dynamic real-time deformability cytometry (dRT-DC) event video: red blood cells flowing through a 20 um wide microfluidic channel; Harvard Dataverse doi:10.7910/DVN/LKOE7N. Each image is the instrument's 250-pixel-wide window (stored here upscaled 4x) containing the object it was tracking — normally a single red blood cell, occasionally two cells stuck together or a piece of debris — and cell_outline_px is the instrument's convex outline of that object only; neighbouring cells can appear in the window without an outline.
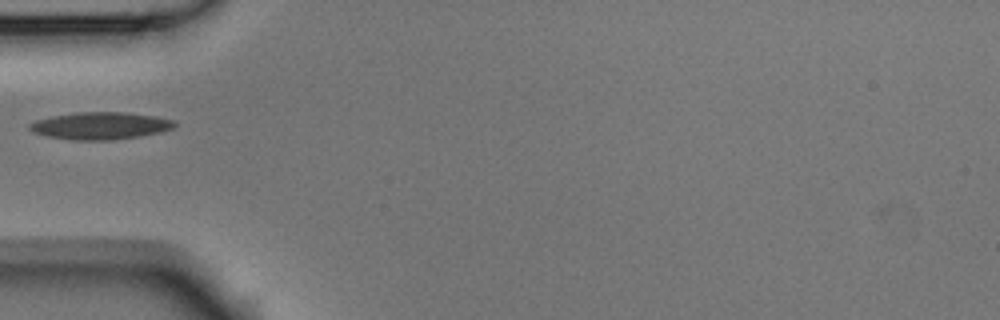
{"species": "Egyptian fruit bat (a non-hibernating species)", "species_latin": "Rousettus aegyptiacus", "temperature_condition": "room temperature", "stored_images_in_passage": 3, "camera_frame_rate_fps": 3000, "um_per_image_px": 0.085, "animal": {"sex": "male"}, "frame": {"image": 1, "passage_image": 3, "time_ms": 0.667, "image_size_px": [1000, 320], "cell_outline_px": [[176, 124], [172, 128], [160, 132], [140, 136], [112, 140], [72, 140], [44, 136], [32, 132], [28, 128], [28, 124], [36, 120], [52, 116], [76, 112], [124, 112], [156, 116], [176, 120]], "centroid_in_image_um": [8.5, 10.69], "position_along_channel_um": 76.5, "area_um2": 23.24}}